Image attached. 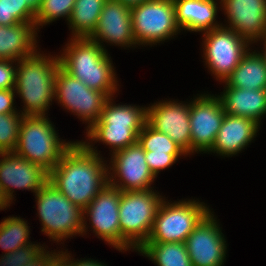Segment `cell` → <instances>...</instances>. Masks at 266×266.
<instances>
[{"instance_id": "obj_2", "label": "cell", "mask_w": 266, "mask_h": 266, "mask_svg": "<svg viewBox=\"0 0 266 266\" xmlns=\"http://www.w3.org/2000/svg\"><path fill=\"white\" fill-rule=\"evenodd\" d=\"M58 57L60 67L90 89L103 92L108 97H113L118 90L116 74L106 49L89 37H73Z\"/></svg>"}, {"instance_id": "obj_39", "label": "cell", "mask_w": 266, "mask_h": 266, "mask_svg": "<svg viewBox=\"0 0 266 266\" xmlns=\"http://www.w3.org/2000/svg\"><path fill=\"white\" fill-rule=\"evenodd\" d=\"M116 1L122 2L123 4H125L129 7H132V6L141 4V3L148 1V0H116Z\"/></svg>"}, {"instance_id": "obj_30", "label": "cell", "mask_w": 266, "mask_h": 266, "mask_svg": "<svg viewBox=\"0 0 266 266\" xmlns=\"http://www.w3.org/2000/svg\"><path fill=\"white\" fill-rule=\"evenodd\" d=\"M75 1L76 0H42L34 20L37 29L40 25H46L60 17H65L69 20L72 10L74 9Z\"/></svg>"}, {"instance_id": "obj_37", "label": "cell", "mask_w": 266, "mask_h": 266, "mask_svg": "<svg viewBox=\"0 0 266 266\" xmlns=\"http://www.w3.org/2000/svg\"><path fill=\"white\" fill-rule=\"evenodd\" d=\"M58 253L49 261L48 266H70V261L61 252Z\"/></svg>"}, {"instance_id": "obj_5", "label": "cell", "mask_w": 266, "mask_h": 266, "mask_svg": "<svg viewBox=\"0 0 266 266\" xmlns=\"http://www.w3.org/2000/svg\"><path fill=\"white\" fill-rule=\"evenodd\" d=\"M48 119L46 116L23 115L13 152L50 172L73 142L61 141Z\"/></svg>"}, {"instance_id": "obj_13", "label": "cell", "mask_w": 266, "mask_h": 266, "mask_svg": "<svg viewBox=\"0 0 266 266\" xmlns=\"http://www.w3.org/2000/svg\"><path fill=\"white\" fill-rule=\"evenodd\" d=\"M112 156L110 170H113L114 175L122 182L116 181L114 175H111L112 177H108L110 185L120 191H143L152 188L155 177L148 168L145 151L138 142L115 151Z\"/></svg>"}, {"instance_id": "obj_6", "label": "cell", "mask_w": 266, "mask_h": 266, "mask_svg": "<svg viewBox=\"0 0 266 266\" xmlns=\"http://www.w3.org/2000/svg\"><path fill=\"white\" fill-rule=\"evenodd\" d=\"M112 97L104 104L100 119L87 130L91 141H102L113 152L136 144L138 134L147 120V108L131 105H114Z\"/></svg>"}, {"instance_id": "obj_12", "label": "cell", "mask_w": 266, "mask_h": 266, "mask_svg": "<svg viewBox=\"0 0 266 266\" xmlns=\"http://www.w3.org/2000/svg\"><path fill=\"white\" fill-rule=\"evenodd\" d=\"M225 116L220 99L200 95L190 103L191 152H208Z\"/></svg>"}, {"instance_id": "obj_33", "label": "cell", "mask_w": 266, "mask_h": 266, "mask_svg": "<svg viewBox=\"0 0 266 266\" xmlns=\"http://www.w3.org/2000/svg\"><path fill=\"white\" fill-rule=\"evenodd\" d=\"M14 61L0 59V89H14L17 67L12 66Z\"/></svg>"}, {"instance_id": "obj_22", "label": "cell", "mask_w": 266, "mask_h": 266, "mask_svg": "<svg viewBox=\"0 0 266 266\" xmlns=\"http://www.w3.org/2000/svg\"><path fill=\"white\" fill-rule=\"evenodd\" d=\"M36 30L35 22L0 25V59L16 62L36 53Z\"/></svg>"}, {"instance_id": "obj_34", "label": "cell", "mask_w": 266, "mask_h": 266, "mask_svg": "<svg viewBox=\"0 0 266 266\" xmlns=\"http://www.w3.org/2000/svg\"><path fill=\"white\" fill-rule=\"evenodd\" d=\"M15 92L14 89H0V114L18 112L13 107Z\"/></svg>"}, {"instance_id": "obj_4", "label": "cell", "mask_w": 266, "mask_h": 266, "mask_svg": "<svg viewBox=\"0 0 266 266\" xmlns=\"http://www.w3.org/2000/svg\"><path fill=\"white\" fill-rule=\"evenodd\" d=\"M151 189L120 191L121 250H139L150 236L163 197Z\"/></svg>"}, {"instance_id": "obj_7", "label": "cell", "mask_w": 266, "mask_h": 266, "mask_svg": "<svg viewBox=\"0 0 266 266\" xmlns=\"http://www.w3.org/2000/svg\"><path fill=\"white\" fill-rule=\"evenodd\" d=\"M42 232L57 242L86 232L83 210L48 181L36 194Z\"/></svg>"}, {"instance_id": "obj_25", "label": "cell", "mask_w": 266, "mask_h": 266, "mask_svg": "<svg viewBox=\"0 0 266 266\" xmlns=\"http://www.w3.org/2000/svg\"><path fill=\"white\" fill-rule=\"evenodd\" d=\"M224 82L225 87L266 89V62L255 50L247 52Z\"/></svg>"}, {"instance_id": "obj_40", "label": "cell", "mask_w": 266, "mask_h": 266, "mask_svg": "<svg viewBox=\"0 0 266 266\" xmlns=\"http://www.w3.org/2000/svg\"><path fill=\"white\" fill-rule=\"evenodd\" d=\"M42 0H27V4L35 11L40 8Z\"/></svg>"}, {"instance_id": "obj_19", "label": "cell", "mask_w": 266, "mask_h": 266, "mask_svg": "<svg viewBox=\"0 0 266 266\" xmlns=\"http://www.w3.org/2000/svg\"><path fill=\"white\" fill-rule=\"evenodd\" d=\"M230 23L227 28L256 42L266 31V0H221Z\"/></svg>"}, {"instance_id": "obj_15", "label": "cell", "mask_w": 266, "mask_h": 266, "mask_svg": "<svg viewBox=\"0 0 266 266\" xmlns=\"http://www.w3.org/2000/svg\"><path fill=\"white\" fill-rule=\"evenodd\" d=\"M120 190L109 183L95 196L83 210L90 216L93 232L114 248L121 251V231L119 223Z\"/></svg>"}, {"instance_id": "obj_20", "label": "cell", "mask_w": 266, "mask_h": 266, "mask_svg": "<svg viewBox=\"0 0 266 266\" xmlns=\"http://www.w3.org/2000/svg\"><path fill=\"white\" fill-rule=\"evenodd\" d=\"M137 142L144 149L148 168L155 178L178 157L187 155L168 135L158 132L147 122L139 132Z\"/></svg>"}, {"instance_id": "obj_1", "label": "cell", "mask_w": 266, "mask_h": 266, "mask_svg": "<svg viewBox=\"0 0 266 266\" xmlns=\"http://www.w3.org/2000/svg\"><path fill=\"white\" fill-rule=\"evenodd\" d=\"M87 142H73L49 172V181L73 204L84 210L107 185L106 164Z\"/></svg>"}, {"instance_id": "obj_27", "label": "cell", "mask_w": 266, "mask_h": 266, "mask_svg": "<svg viewBox=\"0 0 266 266\" xmlns=\"http://www.w3.org/2000/svg\"><path fill=\"white\" fill-rule=\"evenodd\" d=\"M138 252L149 257L157 266H192L185 243L146 242Z\"/></svg>"}, {"instance_id": "obj_21", "label": "cell", "mask_w": 266, "mask_h": 266, "mask_svg": "<svg viewBox=\"0 0 266 266\" xmlns=\"http://www.w3.org/2000/svg\"><path fill=\"white\" fill-rule=\"evenodd\" d=\"M259 126L252 119L225 114L214 145L208 152L228 157L236 155L253 140Z\"/></svg>"}, {"instance_id": "obj_26", "label": "cell", "mask_w": 266, "mask_h": 266, "mask_svg": "<svg viewBox=\"0 0 266 266\" xmlns=\"http://www.w3.org/2000/svg\"><path fill=\"white\" fill-rule=\"evenodd\" d=\"M107 0H76L68 20L74 38L90 37ZM72 27V28H71Z\"/></svg>"}, {"instance_id": "obj_31", "label": "cell", "mask_w": 266, "mask_h": 266, "mask_svg": "<svg viewBox=\"0 0 266 266\" xmlns=\"http://www.w3.org/2000/svg\"><path fill=\"white\" fill-rule=\"evenodd\" d=\"M23 114H0V152H13L16 148Z\"/></svg>"}, {"instance_id": "obj_9", "label": "cell", "mask_w": 266, "mask_h": 266, "mask_svg": "<svg viewBox=\"0 0 266 266\" xmlns=\"http://www.w3.org/2000/svg\"><path fill=\"white\" fill-rule=\"evenodd\" d=\"M136 44H155L178 34L173 0H148L131 7Z\"/></svg>"}, {"instance_id": "obj_35", "label": "cell", "mask_w": 266, "mask_h": 266, "mask_svg": "<svg viewBox=\"0 0 266 266\" xmlns=\"http://www.w3.org/2000/svg\"><path fill=\"white\" fill-rule=\"evenodd\" d=\"M51 253V254H50ZM46 252L44 250L39 256H37L34 261L24 266H48L49 261L57 254L56 252Z\"/></svg>"}, {"instance_id": "obj_18", "label": "cell", "mask_w": 266, "mask_h": 266, "mask_svg": "<svg viewBox=\"0 0 266 266\" xmlns=\"http://www.w3.org/2000/svg\"><path fill=\"white\" fill-rule=\"evenodd\" d=\"M89 38L101 47H104L101 40L121 47L136 45L132 32L131 7L116 0H107L97 27Z\"/></svg>"}, {"instance_id": "obj_17", "label": "cell", "mask_w": 266, "mask_h": 266, "mask_svg": "<svg viewBox=\"0 0 266 266\" xmlns=\"http://www.w3.org/2000/svg\"><path fill=\"white\" fill-rule=\"evenodd\" d=\"M0 156L3 157L0 160V186L9 202L14 198L13 188L32 190L36 194L49 181L48 171L14 152H0Z\"/></svg>"}, {"instance_id": "obj_14", "label": "cell", "mask_w": 266, "mask_h": 266, "mask_svg": "<svg viewBox=\"0 0 266 266\" xmlns=\"http://www.w3.org/2000/svg\"><path fill=\"white\" fill-rule=\"evenodd\" d=\"M211 211L186 239L192 266H223L226 241Z\"/></svg>"}, {"instance_id": "obj_10", "label": "cell", "mask_w": 266, "mask_h": 266, "mask_svg": "<svg viewBox=\"0 0 266 266\" xmlns=\"http://www.w3.org/2000/svg\"><path fill=\"white\" fill-rule=\"evenodd\" d=\"M203 36L206 64L216 78L225 81L248 52L250 42L222 25L206 31Z\"/></svg>"}, {"instance_id": "obj_23", "label": "cell", "mask_w": 266, "mask_h": 266, "mask_svg": "<svg viewBox=\"0 0 266 266\" xmlns=\"http://www.w3.org/2000/svg\"><path fill=\"white\" fill-rule=\"evenodd\" d=\"M220 99L225 114L261 121L266 114V89L250 90L226 87Z\"/></svg>"}, {"instance_id": "obj_36", "label": "cell", "mask_w": 266, "mask_h": 266, "mask_svg": "<svg viewBox=\"0 0 266 266\" xmlns=\"http://www.w3.org/2000/svg\"><path fill=\"white\" fill-rule=\"evenodd\" d=\"M61 253L70 261V266H106V265H102V263L98 262V261H94V260H77V261H71L70 259V255L66 254L67 252H63L61 251Z\"/></svg>"}, {"instance_id": "obj_41", "label": "cell", "mask_w": 266, "mask_h": 266, "mask_svg": "<svg viewBox=\"0 0 266 266\" xmlns=\"http://www.w3.org/2000/svg\"><path fill=\"white\" fill-rule=\"evenodd\" d=\"M260 39H261V41L264 40V49L265 50L262 51L264 53H259V54L263 57L264 61L266 62V31L261 35L259 40Z\"/></svg>"}, {"instance_id": "obj_24", "label": "cell", "mask_w": 266, "mask_h": 266, "mask_svg": "<svg viewBox=\"0 0 266 266\" xmlns=\"http://www.w3.org/2000/svg\"><path fill=\"white\" fill-rule=\"evenodd\" d=\"M176 23L180 29L206 32L221 27L215 18L217 3L215 0H173Z\"/></svg>"}, {"instance_id": "obj_29", "label": "cell", "mask_w": 266, "mask_h": 266, "mask_svg": "<svg viewBox=\"0 0 266 266\" xmlns=\"http://www.w3.org/2000/svg\"><path fill=\"white\" fill-rule=\"evenodd\" d=\"M35 15L27 0H0V25L34 22Z\"/></svg>"}, {"instance_id": "obj_16", "label": "cell", "mask_w": 266, "mask_h": 266, "mask_svg": "<svg viewBox=\"0 0 266 266\" xmlns=\"http://www.w3.org/2000/svg\"><path fill=\"white\" fill-rule=\"evenodd\" d=\"M146 122L168 135L186 153H191L190 103L163 101L147 107Z\"/></svg>"}, {"instance_id": "obj_28", "label": "cell", "mask_w": 266, "mask_h": 266, "mask_svg": "<svg viewBox=\"0 0 266 266\" xmlns=\"http://www.w3.org/2000/svg\"><path fill=\"white\" fill-rule=\"evenodd\" d=\"M27 225L20 217L5 218L0 223V247L6 254L31 244L28 241L30 234Z\"/></svg>"}, {"instance_id": "obj_38", "label": "cell", "mask_w": 266, "mask_h": 266, "mask_svg": "<svg viewBox=\"0 0 266 266\" xmlns=\"http://www.w3.org/2000/svg\"><path fill=\"white\" fill-rule=\"evenodd\" d=\"M9 204H11V203L5 197V195L1 189V186H0V210L10 206Z\"/></svg>"}, {"instance_id": "obj_3", "label": "cell", "mask_w": 266, "mask_h": 266, "mask_svg": "<svg viewBox=\"0 0 266 266\" xmlns=\"http://www.w3.org/2000/svg\"><path fill=\"white\" fill-rule=\"evenodd\" d=\"M14 90L24 101L23 115L45 116L54 99L55 76L60 66L58 55L39 52L18 60Z\"/></svg>"}, {"instance_id": "obj_11", "label": "cell", "mask_w": 266, "mask_h": 266, "mask_svg": "<svg viewBox=\"0 0 266 266\" xmlns=\"http://www.w3.org/2000/svg\"><path fill=\"white\" fill-rule=\"evenodd\" d=\"M54 98L59 101L58 103H62L65 109L87 121L88 130L100 119L109 97L103 92L90 89L59 66L55 76Z\"/></svg>"}, {"instance_id": "obj_32", "label": "cell", "mask_w": 266, "mask_h": 266, "mask_svg": "<svg viewBox=\"0 0 266 266\" xmlns=\"http://www.w3.org/2000/svg\"><path fill=\"white\" fill-rule=\"evenodd\" d=\"M44 247L36 244H29L24 247L18 248L14 252L5 253L0 259V266H24L28 265L39 256Z\"/></svg>"}, {"instance_id": "obj_8", "label": "cell", "mask_w": 266, "mask_h": 266, "mask_svg": "<svg viewBox=\"0 0 266 266\" xmlns=\"http://www.w3.org/2000/svg\"><path fill=\"white\" fill-rule=\"evenodd\" d=\"M162 200L146 242L185 243L210 209L196 200L167 203Z\"/></svg>"}]
</instances>
